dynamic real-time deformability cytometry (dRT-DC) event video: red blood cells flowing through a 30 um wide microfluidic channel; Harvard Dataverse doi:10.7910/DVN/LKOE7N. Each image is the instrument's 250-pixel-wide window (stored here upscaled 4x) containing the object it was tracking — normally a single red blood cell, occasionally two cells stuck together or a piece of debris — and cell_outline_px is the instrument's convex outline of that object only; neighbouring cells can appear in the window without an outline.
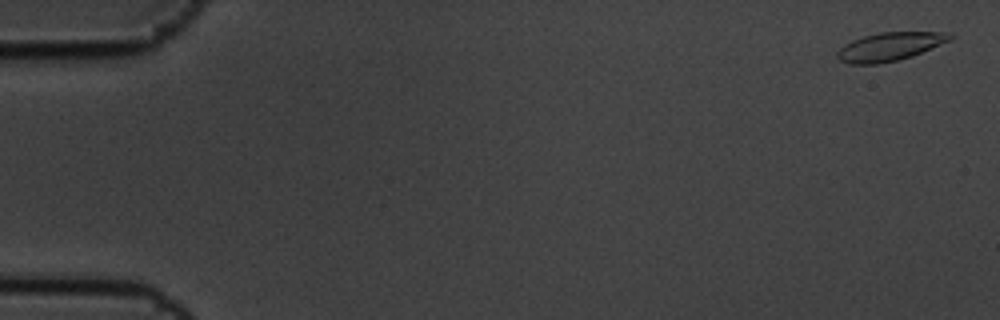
{"species": "common noctule bat (a hibernating species)", "species_latin": "Nyctalus noctula", "temperature_condition": "cold", "stored_images_in_passage": 6, "camera_frame_rate_fps": 3000, "um_per_image_px": 0.085, "animal": {"sex": "male", "body_mass_g": 19.5, "forearm_length_mm": 54.6}, "frame": {"image": 1, "passage_image": 1, "time_ms": 0.0, "image_size_px": [1000, 320], "cell_outline_px": [[956, 36], [952, 40], [912, 56], [896, 60], [876, 64], [848, 64], [840, 60], [836, 56], [836, 52], [844, 44], [852, 40], [864, 36], [880, 32], [952, 32]], "centroid_in_image_um": [75.66, 3.95], "position_along_channel_um": 9.3, "area_um2": 18.79}}
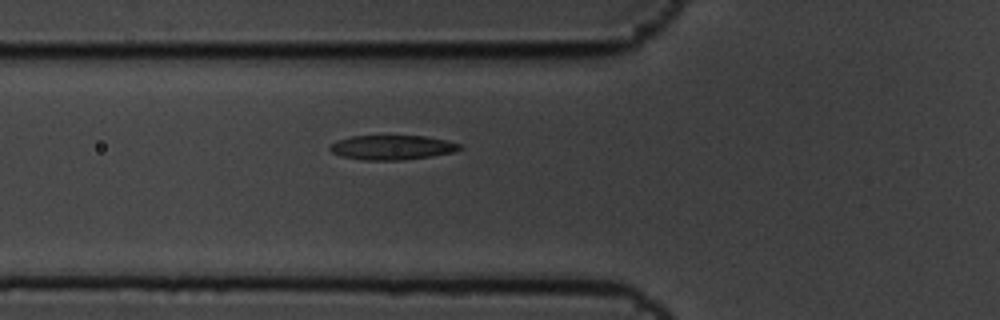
{"frame": {"image": 2, "passage_image": 6, "time_ms": 1.667, "image_size_px": [1000, 320], "cell_outline_px": [[464, 148], [452, 152], [432, 156], [404, 160], [360, 160], [340, 156], [332, 152], [328, 148], [328, 144], [336, 140], [352, 136], [424, 136], [448, 140], [460, 144]], "centroid_in_image_um": [33.29, 12.53], "position_along_channel_um": 92.5, "area_um2": 18.79}}